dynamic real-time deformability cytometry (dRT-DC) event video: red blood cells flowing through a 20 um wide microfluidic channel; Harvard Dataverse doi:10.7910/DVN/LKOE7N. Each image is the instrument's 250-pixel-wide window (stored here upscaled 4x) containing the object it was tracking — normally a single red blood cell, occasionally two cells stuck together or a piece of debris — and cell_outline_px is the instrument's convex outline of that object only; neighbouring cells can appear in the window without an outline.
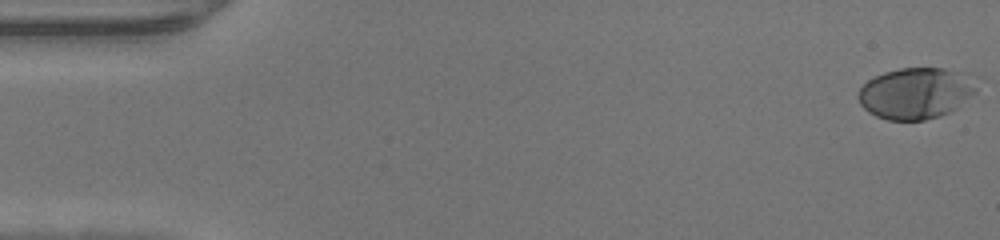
{"species": "human", "species_latin": "Homo sapiens", "temperature_condition": "warm", "stored_images_in_passage": 14, "camera_frame_rate_fps": 3000, "um_per_image_px": 0.085, "donor": {"sex": "male"}, "frame": {"image": 1, "passage_image": 1, "time_ms": 0.0, "image_size_px": [1000, 240], "cell_outline_px": [[976, 92], [956, 108], [940, 116], [924, 120], [888, 120], [876, 116], [868, 112], [860, 104], [856, 96], [860, 88], [868, 80], [884, 72], [900, 68], [944, 68], [972, 72], [976, 88]], "centroid_in_image_um": [77.86, 7.9], "position_along_channel_um": 7.1, "area_um2": 35.72}}